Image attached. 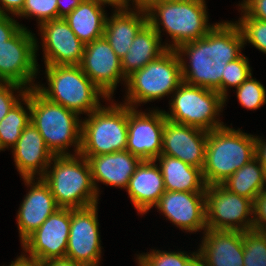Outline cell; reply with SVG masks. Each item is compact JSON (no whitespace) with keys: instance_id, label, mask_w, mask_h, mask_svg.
<instances>
[{"instance_id":"1","label":"cell","mask_w":266,"mask_h":266,"mask_svg":"<svg viewBox=\"0 0 266 266\" xmlns=\"http://www.w3.org/2000/svg\"><path fill=\"white\" fill-rule=\"evenodd\" d=\"M244 46L243 35L235 22L215 23L204 37L182 44L176 49L183 81L216 90L222 96L225 66L242 55Z\"/></svg>"},{"instance_id":"2","label":"cell","mask_w":266,"mask_h":266,"mask_svg":"<svg viewBox=\"0 0 266 266\" xmlns=\"http://www.w3.org/2000/svg\"><path fill=\"white\" fill-rule=\"evenodd\" d=\"M41 178L59 208L81 209L99 204L89 163L80 153L54 155Z\"/></svg>"},{"instance_id":"3","label":"cell","mask_w":266,"mask_h":266,"mask_svg":"<svg viewBox=\"0 0 266 266\" xmlns=\"http://www.w3.org/2000/svg\"><path fill=\"white\" fill-rule=\"evenodd\" d=\"M206 5L205 0H164L146 13L147 22L161 41L162 30L168 33L172 41H166L164 45L176 50L182 44L204 37L215 26L208 23Z\"/></svg>"},{"instance_id":"4","label":"cell","mask_w":266,"mask_h":266,"mask_svg":"<svg viewBox=\"0 0 266 266\" xmlns=\"http://www.w3.org/2000/svg\"><path fill=\"white\" fill-rule=\"evenodd\" d=\"M255 158V136L234 128L208 131L202 169L207 186L222 184L235 171Z\"/></svg>"},{"instance_id":"5","label":"cell","mask_w":266,"mask_h":266,"mask_svg":"<svg viewBox=\"0 0 266 266\" xmlns=\"http://www.w3.org/2000/svg\"><path fill=\"white\" fill-rule=\"evenodd\" d=\"M48 87L36 84L35 89L47 100L76 113L89 115L108 97L84 74L80 65H45Z\"/></svg>"},{"instance_id":"6","label":"cell","mask_w":266,"mask_h":266,"mask_svg":"<svg viewBox=\"0 0 266 266\" xmlns=\"http://www.w3.org/2000/svg\"><path fill=\"white\" fill-rule=\"evenodd\" d=\"M31 122L37 128L53 155H72L67 152L74 146V154L81 149L82 119L79 114L53 103L35 88L30 89Z\"/></svg>"},{"instance_id":"7","label":"cell","mask_w":266,"mask_h":266,"mask_svg":"<svg viewBox=\"0 0 266 266\" xmlns=\"http://www.w3.org/2000/svg\"><path fill=\"white\" fill-rule=\"evenodd\" d=\"M183 82L176 50L167 49L158 58L126 79L124 104L137 108L142 103L171 96Z\"/></svg>"},{"instance_id":"8","label":"cell","mask_w":266,"mask_h":266,"mask_svg":"<svg viewBox=\"0 0 266 266\" xmlns=\"http://www.w3.org/2000/svg\"><path fill=\"white\" fill-rule=\"evenodd\" d=\"M82 120L81 149L83 157L125 151L128 139V106L113 103L100 106Z\"/></svg>"},{"instance_id":"9","label":"cell","mask_w":266,"mask_h":266,"mask_svg":"<svg viewBox=\"0 0 266 266\" xmlns=\"http://www.w3.org/2000/svg\"><path fill=\"white\" fill-rule=\"evenodd\" d=\"M171 98L170 111H163L166 119L206 131L224 126L219 116L223 112L225 99L216 90L190 85L183 81Z\"/></svg>"},{"instance_id":"10","label":"cell","mask_w":266,"mask_h":266,"mask_svg":"<svg viewBox=\"0 0 266 266\" xmlns=\"http://www.w3.org/2000/svg\"><path fill=\"white\" fill-rule=\"evenodd\" d=\"M35 37L32 31L22 27L11 39L0 44L1 83L18 84L27 90L36 87L39 43Z\"/></svg>"},{"instance_id":"11","label":"cell","mask_w":266,"mask_h":266,"mask_svg":"<svg viewBox=\"0 0 266 266\" xmlns=\"http://www.w3.org/2000/svg\"><path fill=\"white\" fill-rule=\"evenodd\" d=\"M206 227L214 230H253V201L222 184L205 188Z\"/></svg>"},{"instance_id":"12","label":"cell","mask_w":266,"mask_h":266,"mask_svg":"<svg viewBox=\"0 0 266 266\" xmlns=\"http://www.w3.org/2000/svg\"><path fill=\"white\" fill-rule=\"evenodd\" d=\"M70 223L71 209H57L21 243L23 255L41 264L66 257Z\"/></svg>"},{"instance_id":"13","label":"cell","mask_w":266,"mask_h":266,"mask_svg":"<svg viewBox=\"0 0 266 266\" xmlns=\"http://www.w3.org/2000/svg\"><path fill=\"white\" fill-rule=\"evenodd\" d=\"M98 204L71 209L66 257L85 266H99L102 257Z\"/></svg>"},{"instance_id":"14","label":"cell","mask_w":266,"mask_h":266,"mask_svg":"<svg viewBox=\"0 0 266 266\" xmlns=\"http://www.w3.org/2000/svg\"><path fill=\"white\" fill-rule=\"evenodd\" d=\"M128 106V139L126 150L142 160L161 155L166 117L163 110L144 112Z\"/></svg>"},{"instance_id":"15","label":"cell","mask_w":266,"mask_h":266,"mask_svg":"<svg viewBox=\"0 0 266 266\" xmlns=\"http://www.w3.org/2000/svg\"><path fill=\"white\" fill-rule=\"evenodd\" d=\"M80 67L108 99H112L120 81H124V86L126 84L127 78L121 69V59L104 36L85 44Z\"/></svg>"},{"instance_id":"16","label":"cell","mask_w":266,"mask_h":266,"mask_svg":"<svg viewBox=\"0 0 266 266\" xmlns=\"http://www.w3.org/2000/svg\"><path fill=\"white\" fill-rule=\"evenodd\" d=\"M45 65H80L85 44L64 18L53 19L38 27Z\"/></svg>"},{"instance_id":"17","label":"cell","mask_w":266,"mask_h":266,"mask_svg":"<svg viewBox=\"0 0 266 266\" xmlns=\"http://www.w3.org/2000/svg\"><path fill=\"white\" fill-rule=\"evenodd\" d=\"M154 207L182 231L192 234L207 229L205 192L166 190Z\"/></svg>"},{"instance_id":"18","label":"cell","mask_w":266,"mask_h":266,"mask_svg":"<svg viewBox=\"0 0 266 266\" xmlns=\"http://www.w3.org/2000/svg\"><path fill=\"white\" fill-rule=\"evenodd\" d=\"M208 131L166 120L161 155H168L203 169Z\"/></svg>"},{"instance_id":"19","label":"cell","mask_w":266,"mask_h":266,"mask_svg":"<svg viewBox=\"0 0 266 266\" xmlns=\"http://www.w3.org/2000/svg\"><path fill=\"white\" fill-rule=\"evenodd\" d=\"M23 181L30 189L16 216L21 243L59 209L49 186L42 178H23Z\"/></svg>"},{"instance_id":"20","label":"cell","mask_w":266,"mask_h":266,"mask_svg":"<svg viewBox=\"0 0 266 266\" xmlns=\"http://www.w3.org/2000/svg\"><path fill=\"white\" fill-rule=\"evenodd\" d=\"M11 150L22 178H41L54 157L32 122L25 127Z\"/></svg>"},{"instance_id":"21","label":"cell","mask_w":266,"mask_h":266,"mask_svg":"<svg viewBox=\"0 0 266 266\" xmlns=\"http://www.w3.org/2000/svg\"><path fill=\"white\" fill-rule=\"evenodd\" d=\"M197 253L206 266H244L243 232L206 229Z\"/></svg>"},{"instance_id":"22","label":"cell","mask_w":266,"mask_h":266,"mask_svg":"<svg viewBox=\"0 0 266 266\" xmlns=\"http://www.w3.org/2000/svg\"><path fill=\"white\" fill-rule=\"evenodd\" d=\"M128 197L138 214H146L166 191L163 176L155 160H142L126 188Z\"/></svg>"},{"instance_id":"23","label":"cell","mask_w":266,"mask_h":266,"mask_svg":"<svg viewBox=\"0 0 266 266\" xmlns=\"http://www.w3.org/2000/svg\"><path fill=\"white\" fill-rule=\"evenodd\" d=\"M89 163L93 183L98 193V183L126 189L140 159L129 151L85 157Z\"/></svg>"},{"instance_id":"24","label":"cell","mask_w":266,"mask_h":266,"mask_svg":"<svg viewBox=\"0 0 266 266\" xmlns=\"http://www.w3.org/2000/svg\"><path fill=\"white\" fill-rule=\"evenodd\" d=\"M107 16L104 37L121 59L126 55L139 30L147 23V14L135 10L113 11Z\"/></svg>"},{"instance_id":"25","label":"cell","mask_w":266,"mask_h":266,"mask_svg":"<svg viewBox=\"0 0 266 266\" xmlns=\"http://www.w3.org/2000/svg\"><path fill=\"white\" fill-rule=\"evenodd\" d=\"M163 44L159 34L147 22L136 34L126 55L121 58L123 75L127 78L158 58L167 50Z\"/></svg>"},{"instance_id":"26","label":"cell","mask_w":266,"mask_h":266,"mask_svg":"<svg viewBox=\"0 0 266 266\" xmlns=\"http://www.w3.org/2000/svg\"><path fill=\"white\" fill-rule=\"evenodd\" d=\"M155 161L159 163L167 191L205 192L207 185L201 168L168 155H160Z\"/></svg>"},{"instance_id":"27","label":"cell","mask_w":266,"mask_h":266,"mask_svg":"<svg viewBox=\"0 0 266 266\" xmlns=\"http://www.w3.org/2000/svg\"><path fill=\"white\" fill-rule=\"evenodd\" d=\"M107 16L95 0H83L64 19L79 40L87 44L104 36Z\"/></svg>"},{"instance_id":"28","label":"cell","mask_w":266,"mask_h":266,"mask_svg":"<svg viewBox=\"0 0 266 266\" xmlns=\"http://www.w3.org/2000/svg\"><path fill=\"white\" fill-rule=\"evenodd\" d=\"M222 185L230 192L251 199L266 189V171L256 158L234 172Z\"/></svg>"},{"instance_id":"29","label":"cell","mask_w":266,"mask_h":266,"mask_svg":"<svg viewBox=\"0 0 266 266\" xmlns=\"http://www.w3.org/2000/svg\"><path fill=\"white\" fill-rule=\"evenodd\" d=\"M30 122V89H28L25 96L10 109L8 114L0 122L1 151H5V148L9 149V147L12 149L20 138L22 131Z\"/></svg>"},{"instance_id":"30","label":"cell","mask_w":266,"mask_h":266,"mask_svg":"<svg viewBox=\"0 0 266 266\" xmlns=\"http://www.w3.org/2000/svg\"><path fill=\"white\" fill-rule=\"evenodd\" d=\"M243 262L244 266H266V233L243 232Z\"/></svg>"},{"instance_id":"31","label":"cell","mask_w":266,"mask_h":266,"mask_svg":"<svg viewBox=\"0 0 266 266\" xmlns=\"http://www.w3.org/2000/svg\"><path fill=\"white\" fill-rule=\"evenodd\" d=\"M241 17L235 23L243 35L244 45L251 43L256 49L266 54V21L251 18L241 7Z\"/></svg>"},{"instance_id":"32","label":"cell","mask_w":266,"mask_h":266,"mask_svg":"<svg viewBox=\"0 0 266 266\" xmlns=\"http://www.w3.org/2000/svg\"><path fill=\"white\" fill-rule=\"evenodd\" d=\"M197 253L187 254L184 251L153 250L148 253H139L136 257L138 266H185V264Z\"/></svg>"},{"instance_id":"33","label":"cell","mask_w":266,"mask_h":266,"mask_svg":"<svg viewBox=\"0 0 266 266\" xmlns=\"http://www.w3.org/2000/svg\"><path fill=\"white\" fill-rule=\"evenodd\" d=\"M222 74V97L225 104L228 98V88H238L250 75H252L249 60L245 55L229 62Z\"/></svg>"},{"instance_id":"34","label":"cell","mask_w":266,"mask_h":266,"mask_svg":"<svg viewBox=\"0 0 266 266\" xmlns=\"http://www.w3.org/2000/svg\"><path fill=\"white\" fill-rule=\"evenodd\" d=\"M236 97L240 105L248 110H257L266 104V89L250 75L238 88Z\"/></svg>"},{"instance_id":"35","label":"cell","mask_w":266,"mask_h":266,"mask_svg":"<svg viewBox=\"0 0 266 266\" xmlns=\"http://www.w3.org/2000/svg\"><path fill=\"white\" fill-rule=\"evenodd\" d=\"M27 18L34 16L38 26L42 23L58 19L57 0H25L22 10L16 17Z\"/></svg>"},{"instance_id":"36","label":"cell","mask_w":266,"mask_h":266,"mask_svg":"<svg viewBox=\"0 0 266 266\" xmlns=\"http://www.w3.org/2000/svg\"><path fill=\"white\" fill-rule=\"evenodd\" d=\"M26 92L27 89L18 84L0 82V122L10 109L25 96Z\"/></svg>"},{"instance_id":"37","label":"cell","mask_w":266,"mask_h":266,"mask_svg":"<svg viewBox=\"0 0 266 266\" xmlns=\"http://www.w3.org/2000/svg\"><path fill=\"white\" fill-rule=\"evenodd\" d=\"M253 230L266 233V189L253 202Z\"/></svg>"},{"instance_id":"38","label":"cell","mask_w":266,"mask_h":266,"mask_svg":"<svg viewBox=\"0 0 266 266\" xmlns=\"http://www.w3.org/2000/svg\"><path fill=\"white\" fill-rule=\"evenodd\" d=\"M12 17L14 15L0 13V44L11 39L22 27H25Z\"/></svg>"},{"instance_id":"39","label":"cell","mask_w":266,"mask_h":266,"mask_svg":"<svg viewBox=\"0 0 266 266\" xmlns=\"http://www.w3.org/2000/svg\"><path fill=\"white\" fill-rule=\"evenodd\" d=\"M238 6L251 18L266 21V0H243Z\"/></svg>"},{"instance_id":"40","label":"cell","mask_w":266,"mask_h":266,"mask_svg":"<svg viewBox=\"0 0 266 266\" xmlns=\"http://www.w3.org/2000/svg\"><path fill=\"white\" fill-rule=\"evenodd\" d=\"M25 0H0V13L16 16L23 8Z\"/></svg>"},{"instance_id":"41","label":"cell","mask_w":266,"mask_h":266,"mask_svg":"<svg viewBox=\"0 0 266 266\" xmlns=\"http://www.w3.org/2000/svg\"><path fill=\"white\" fill-rule=\"evenodd\" d=\"M255 158L266 171V139L255 135Z\"/></svg>"},{"instance_id":"42","label":"cell","mask_w":266,"mask_h":266,"mask_svg":"<svg viewBox=\"0 0 266 266\" xmlns=\"http://www.w3.org/2000/svg\"><path fill=\"white\" fill-rule=\"evenodd\" d=\"M132 2V8L138 12L148 13L153 7L162 3L164 0H130ZM134 4V5H133Z\"/></svg>"},{"instance_id":"43","label":"cell","mask_w":266,"mask_h":266,"mask_svg":"<svg viewBox=\"0 0 266 266\" xmlns=\"http://www.w3.org/2000/svg\"><path fill=\"white\" fill-rule=\"evenodd\" d=\"M65 0H57L58 6V18H65L68 14H70L75 7H77L83 0H67V4L64 2ZM65 3V4H64Z\"/></svg>"},{"instance_id":"44","label":"cell","mask_w":266,"mask_h":266,"mask_svg":"<svg viewBox=\"0 0 266 266\" xmlns=\"http://www.w3.org/2000/svg\"><path fill=\"white\" fill-rule=\"evenodd\" d=\"M101 6L106 7L105 5L115 7L114 11H125L129 10L131 7L130 0H95Z\"/></svg>"},{"instance_id":"45","label":"cell","mask_w":266,"mask_h":266,"mask_svg":"<svg viewBox=\"0 0 266 266\" xmlns=\"http://www.w3.org/2000/svg\"><path fill=\"white\" fill-rule=\"evenodd\" d=\"M42 266H85L67 257L54 258L42 263Z\"/></svg>"},{"instance_id":"46","label":"cell","mask_w":266,"mask_h":266,"mask_svg":"<svg viewBox=\"0 0 266 266\" xmlns=\"http://www.w3.org/2000/svg\"><path fill=\"white\" fill-rule=\"evenodd\" d=\"M9 266H42V264L36 260L25 257L23 253H21V255L15 259V261H11Z\"/></svg>"},{"instance_id":"47","label":"cell","mask_w":266,"mask_h":266,"mask_svg":"<svg viewBox=\"0 0 266 266\" xmlns=\"http://www.w3.org/2000/svg\"><path fill=\"white\" fill-rule=\"evenodd\" d=\"M185 266H206L203 258L196 253L186 264Z\"/></svg>"}]
</instances>
